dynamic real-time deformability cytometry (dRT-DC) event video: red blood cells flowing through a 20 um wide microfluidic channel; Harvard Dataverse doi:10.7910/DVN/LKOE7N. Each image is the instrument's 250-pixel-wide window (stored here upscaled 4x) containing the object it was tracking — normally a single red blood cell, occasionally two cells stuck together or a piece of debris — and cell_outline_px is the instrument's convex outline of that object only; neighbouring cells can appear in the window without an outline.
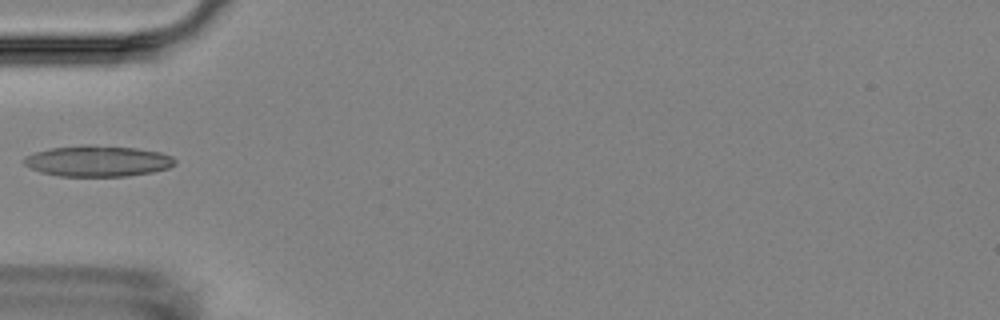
{"species": "Egyptian fruit bat (a non-hibernating species)", "species_latin": "Rousettus aegyptiacus", "temperature_condition": "room temperature", "stored_images_in_passage": 2, "camera_frame_rate_fps": 3000, "um_per_image_px": 0.085, "animal": {"sex": "female"}, "frame": {"image": 1, "passage_image": 2, "time_ms": 1.0, "image_size_px": [1000, 320], "cell_outline_px": [[176, 164], [168, 168], [152, 172], [128, 176], [60, 176], [40, 172], [24, 164], [24, 156], [36, 152], [52, 148], [88, 144], [92, 144], [136, 148], [160, 152], [172, 156], [176, 160]], "centroid_in_image_um": [8.34, 13.68], "position_along_channel_um": 76.7, "area_um2": 27.28}}